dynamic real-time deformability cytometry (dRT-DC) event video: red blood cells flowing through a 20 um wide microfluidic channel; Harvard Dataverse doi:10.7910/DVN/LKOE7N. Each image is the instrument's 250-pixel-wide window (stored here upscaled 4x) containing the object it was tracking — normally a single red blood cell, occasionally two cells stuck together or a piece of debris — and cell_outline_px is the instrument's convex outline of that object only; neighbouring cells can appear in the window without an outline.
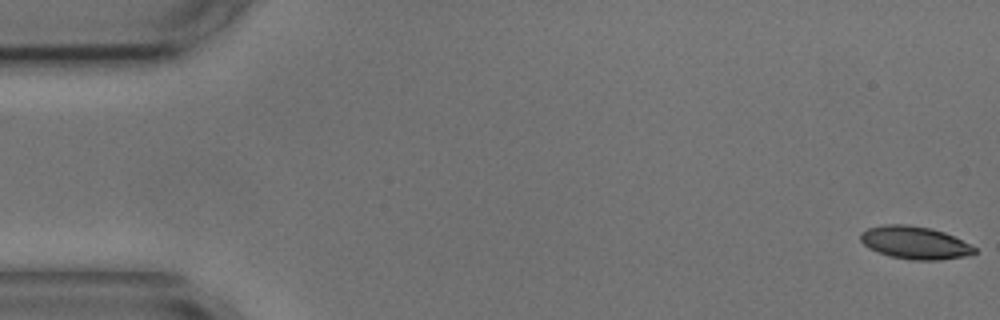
{"species": "common noctule bat (a hibernating species)", "species_latin": "Nyctalus noctula", "temperature_condition": "cold", "stored_images_in_passage": 4, "camera_frame_rate_fps": 3000, "um_per_image_px": 0.085, "animal": {"sex": "male", "body_mass_g": 17.9, "forearm_length_mm": 54.2}, "frame": {"image": 1, "passage_image": 1, "time_ms": 0.0, "image_size_px": [1000, 320], "cell_outline_px": [[976, 252], [964, 256], [940, 260], [912, 260], [892, 256], [868, 248], [860, 240], [860, 232], [868, 228], [884, 224], [904, 224], [932, 228], [944, 232], [976, 248]], "centroid_in_image_um": [77.72, 20.62], "position_along_channel_um": 7.3, "area_um2": 21.5}}